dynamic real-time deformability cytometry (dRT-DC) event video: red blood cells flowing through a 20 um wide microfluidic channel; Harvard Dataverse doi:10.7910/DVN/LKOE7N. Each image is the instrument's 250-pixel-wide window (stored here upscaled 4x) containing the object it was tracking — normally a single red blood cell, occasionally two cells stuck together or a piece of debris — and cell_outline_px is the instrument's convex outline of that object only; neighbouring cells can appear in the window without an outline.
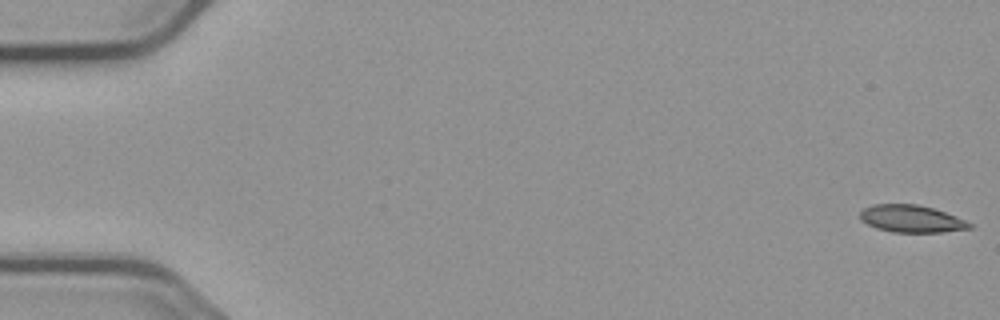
{"species": "common noctule bat (a hibernating species)", "species_latin": "Nyctalus noctula", "temperature_condition": "cold", "stored_images_in_passage": 7, "camera_frame_rate_fps": 3000, "um_per_image_px": 0.085, "animal": {"sex": "male", "body_mass_g": 23.1, "forearm_length_mm": 52.7}, "frame": {"image": 1, "passage_image": 1, "time_ms": 0.0, "image_size_px": [1000, 320], "cell_outline_px": [[972, 228], [944, 232], [892, 232], [876, 228], [860, 220], [860, 212], [864, 208], [872, 204], [916, 204], [932, 208], [956, 216], [972, 224]], "centroid_in_image_um": [77.45, 18.6], "position_along_channel_um": 7.6, "area_um2": 17.34}}
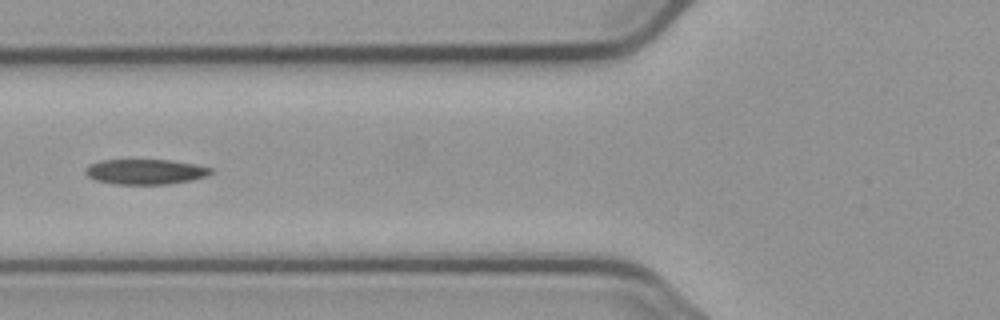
{"frame": {"image": 2, "passage_image": 7, "time_ms": 7.0, "image_size_px": [1000, 320], "cell_outline_px": [[212, 172], [208, 176], [192, 180], [168, 184], [116, 184], [96, 180], [88, 176], [84, 172], [84, 168], [88, 164], [100, 160], [168, 160], [196, 164], [212, 168]], "centroid_in_image_um": [12.35, 14.59], "position_along_channel_um": 113.5, "area_um2": 18.5}}